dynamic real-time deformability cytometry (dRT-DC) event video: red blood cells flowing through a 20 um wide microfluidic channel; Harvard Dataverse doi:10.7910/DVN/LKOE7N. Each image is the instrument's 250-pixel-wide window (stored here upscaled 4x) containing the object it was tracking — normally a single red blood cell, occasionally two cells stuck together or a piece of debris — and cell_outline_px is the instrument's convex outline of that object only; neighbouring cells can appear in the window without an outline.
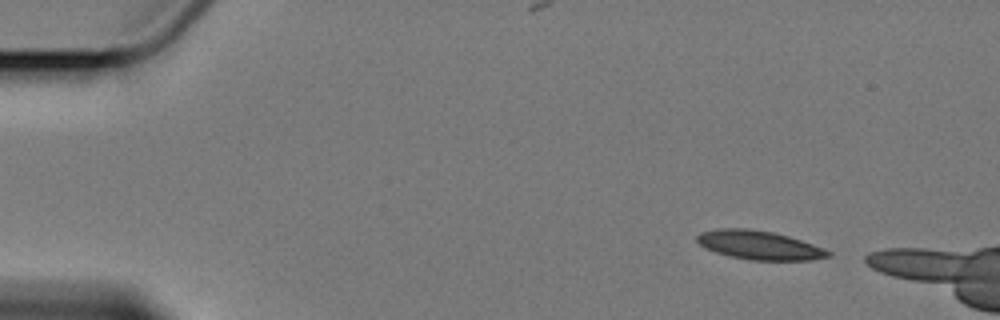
{"species": "Egyptian fruit bat (a non-hibernating species)", "species_latin": "Rousettus aegyptiacus", "temperature_condition": "cold", "stored_images_in_passage": 4, "camera_frame_rate_fps": 3000, "um_per_image_px": 0.085, "animal": {"sex": "female"}, "frame": {"image": 1, "passage_image": 1, "time_ms": 0.0, "image_size_px": [1000, 320], "cell_outline_px": [[832, 256], [808, 260], [748, 260], [728, 256], [704, 248], [696, 240], [696, 236], [700, 232], [720, 228], [748, 228], [772, 232], [788, 236], [824, 248], [832, 252]], "centroid_in_image_um": [64.51, 20.84], "position_along_channel_um": 20.5, "area_um2": 22.08}}